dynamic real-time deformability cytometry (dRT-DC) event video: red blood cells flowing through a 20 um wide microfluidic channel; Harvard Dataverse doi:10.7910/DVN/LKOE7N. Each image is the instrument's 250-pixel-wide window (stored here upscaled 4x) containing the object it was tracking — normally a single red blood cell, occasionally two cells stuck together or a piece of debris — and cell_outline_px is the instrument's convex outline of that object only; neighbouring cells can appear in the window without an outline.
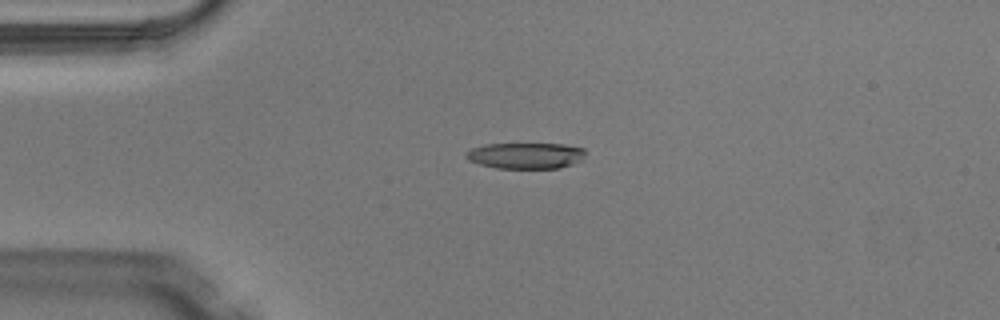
{"species": "Egyptian fruit bat (a non-hibernating species)", "species_latin": "Rousettus aegyptiacus", "temperature_condition": "warm", "stored_images_in_passage": 4, "camera_frame_rate_fps": 3000, "um_per_image_px": 0.085, "animal": {"sex": "male"}, "frame": {"image": 1, "passage_image": 3, "time_ms": 0.667, "image_size_px": [1000, 320], "cell_outline_px": [[584, 160], [560, 168], [496, 168], [480, 164], [468, 160], [464, 156], [472, 148], [484, 144], [564, 144], [584, 148]], "centroid_in_image_um": [44.7, 13.23], "position_along_channel_um": 40.3, "area_um2": 18.15}}